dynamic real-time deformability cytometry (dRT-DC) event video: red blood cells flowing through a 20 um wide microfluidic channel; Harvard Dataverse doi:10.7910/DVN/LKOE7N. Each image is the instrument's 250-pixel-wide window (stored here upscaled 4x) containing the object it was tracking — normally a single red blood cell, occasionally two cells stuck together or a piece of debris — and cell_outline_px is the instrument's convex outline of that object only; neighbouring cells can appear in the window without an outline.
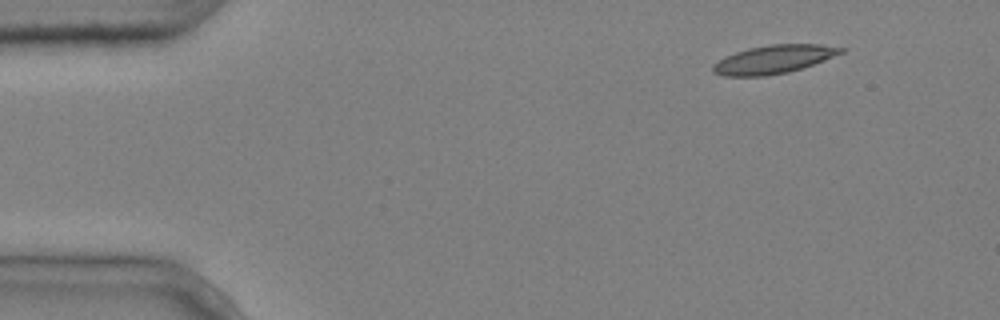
{"species": "common noctule bat (a hibernating species)", "species_latin": "Nyctalus noctula", "temperature_condition": "cold", "stored_images_in_passage": 4, "camera_frame_rate_fps": 3000, "um_per_image_px": 0.085, "animal": {"sex": "male", "body_mass_g": 20.4}, "frame": {"image": 1, "passage_image": 1, "time_ms": 0.0, "image_size_px": [1000, 320], "cell_outline_px": [[844, 52], [824, 60], [788, 72], [764, 76], [724, 76], [712, 72], [712, 64], [724, 56], [748, 48], [772, 44], [820, 44], [844, 48]], "centroid_in_image_um": [65.71, 5.04], "position_along_channel_um": 19.3, "area_um2": 21.04}}
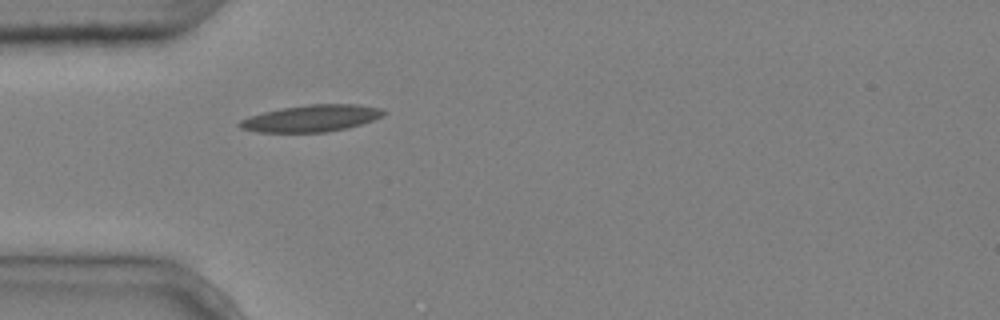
{"frame": {"image": 2, "passage_image": 4, "time_ms": 1.0, "image_size_px": [1000, 320], "cell_outline_px": [[388, 112], [384, 116], [348, 128], [328, 132], [256, 132], [240, 128], [236, 124], [240, 120], [248, 116], [264, 112], [284, 108], [308, 104], [356, 104], [384, 108]], "centroid_in_image_um": [26.49, 10.05], "position_along_channel_um": 58.5, "area_um2": 22.66}}